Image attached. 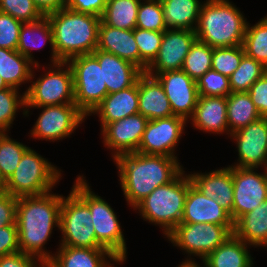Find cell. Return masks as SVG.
I'll return each instance as SVG.
<instances>
[{
  "mask_svg": "<svg viewBox=\"0 0 267 267\" xmlns=\"http://www.w3.org/2000/svg\"><path fill=\"white\" fill-rule=\"evenodd\" d=\"M30 147L11 139L8 133H0V169L7 181L21 161L23 154Z\"/></svg>",
  "mask_w": 267,
  "mask_h": 267,
  "instance_id": "f35d334b",
  "label": "cell"
},
{
  "mask_svg": "<svg viewBox=\"0 0 267 267\" xmlns=\"http://www.w3.org/2000/svg\"><path fill=\"white\" fill-rule=\"evenodd\" d=\"M234 225L213 223H180L166 237L173 246L184 250L190 257L184 261H195L191 255L202 260L233 235ZM193 259V260H191Z\"/></svg>",
  "mask_w": 267,
  "mask_h": 267,
  "instance_id": "30bf717a",
  "label": "cell"
},
{
  "mask_svg": "<svg viewBox=\"0 0 267 267\" xmlns=\"http://www.w3.org/2000/svg\"><path fill=\"white\" fill-rule=\"evenodd\" d=\"M19 251L16 222L12 225L0 226V257Z\"/></svg>",
  "mask_w": 267,
  "mask_h": 267,
  "instance_id": "bcb514c9",
  "label": "cell"
},
{
  "mask_svg": "<svg viewBox=\"0 0 267 267\" xmlns=\"http://www.w3.org/2000/svg\"><path fill=\"white\" fill-rule=\"evenodd\" d=\"M141 0H107L101 21L113 28L133 30Z\"/></svg>",
  "mask_w": 267,
  "mask_h": 267,
  "instance_id": "d6a6232c",
  "label": "cell"
},
{
  "mask_svg": "<svg viewBox=\"0 0 267 267\" xmlns=\"http://www.w3.org/2000/svg\"><path fill=\"white\" fill-rule=\"evenodd\" d=\"M242 46L247 56L267 69V15L253 26L247 23Z\"/></svg>",
  "mask_w": 267,
  "mask_h": 267,
  "instance_id": "836d02e7",
  "label": "cell"
},
{
  "mask_svg": "<svg viewBox=\"0 0 267 267\" xmlns=\"http://www.w3.org/2000/svg\"><path fill=\"white\" fill-rule=\"evenodd\" d=\"M245 54L242 45L214 48L212 55V70L230 77L239 67Z\"/></svg>",
  "mask_w": 267,
  "mask_h": 267,
  "instance_id": "60d3db41",
  "label": "cell"
},
{
  "mask_svg": "<svg viewBox=\"0 0 267 267\" xmlns=\"http://www.w3.org/2000/svg\"><path fill=\"white\" fill-rule=\"evenodd\" d=\"M249 246L233 234L203 259L202 263L206 267H252L254 263L248 251Z\"/></svg>",
  "mask_w": 267,
  "mask_h": 267,
  "instance_id": "f1b7e54d",
  "label": "cell"
},
{
  "mask_svg": "<svg viewBox=\"0 0 267 267\" xmlns=\"http://www.w3.org/2000/svg\"><path fill=\"white\" fill-rule=\"evenodd\" d=\"M181 223L234 225L230 213L215 198L205 196L193 183L188 189Z\"/></svg>",
  "mask_w": 267,
  "mask_h": 267,
  "instance_id": "d6986e66",
  "label": "cell"
},
{
  "mask_svg": "<svg viewBox=\"0 0 267 267\" xmlns=\"http://www.w3.org/2000/svg\"><path fill=\"white\" fill-rule=\"evenodd\" d=\"M147 122L148 119L138 113L108 123L101 130L104 146L111 149L113 160L119 155L137 152Z\"/></svg>",
  "mask_w": 267,
  "mask_h": 267,
  "instance_id": "ac0fdd59",
  "label": "cell"
},
{
  "mask_svg": "<svg viewBox=\"0 0 267 267\" xmlns=\"http://www.w3.org/2000/svg\"><path fill=\"white\" fill-rule=\"evenodd\" d=\"M17 197L0 192V226L12 225L16 220Z\"/></svg>",
  "mask_w": 267,
  "mask_h": 267,
  "instance_id": "681fc988",
  "label": "cell"
},
{
  "mask_svg": "<svg viewBox=\"0 0 267 267\" xmlns=\"http://www.w3.org/2000/svg\"><path fill=\"white\" fill-rule=\"evenodd\" d=\"M192 183L207 197L213 199L226 209L232 218L234 200L233 165L216 169L208 173L188 174Z\"/></svg>",
  "mask_w": 267,
  "mask_h": 267,
  "instance_id": "44dd1931",
  "label": "cell"
},
{
  "mask_svg": "<svg viewBox=\"0 0 267 267\" xmlns=\"http://www.w3.org/2000/svg\"><path fill=\"white\" fill-rule=\"evenodd\" d=\"M261 117H267V72L247 91Z\"/></svg>",
  "mask_w": 267,
  "mask_h": 267,
  "instance_id": "f6af8a7d",
  "label": "cell"
},
{
  "mask_svg": "<svg viewBox=\"0 0 267 267\" xmlns=\"http://www.w3.org/2000/svg\"><path fill=\"white\" fill-rule=\"evenodd\" d=\"M59 246L104 248L96 238L89 206L73 191L62 197Z\"/></svg>",
  "mask_w": 267,
  "mask_h": 267,
  "instance_id": "9c48e42d",
  "label": "cell"
},
{
  "mask_svg": "<svg viewBox=\"0 0 267 267\" xmlns=\"http://www.w3.org/2000/svg\"><path fill=\"white\" fill-rule=\"evenodd\" d=\"M56 56L67 62L70 58L92 54L97 49L101 17L79 13L64 7L48 13Z\"/></svg>",
  "mask_w": 267,
  "mask_h": 267,
  "instance_id": "3957f363",
  "label": "cell"
},
{
  "mask_svg": "<svg viewBox=\"0 0 267 267\" xmlns=\"http://www.w3.org/2000/svg\"><path fill=\"white\" fill-rule=\"evenodd\" d=\"M167 29L194 30L202 3L200 0H160Z\"/></svg>",
  "mask_w": 267,
  "mask_h": 267,
  "instance_id": "4dcf8cb0",
  "label": "cell"
},
{
  "mask_svg": "<svg viewBox=\"0 0 267 267\" xmlns=\"http://www.w3.org/2000/svg\"><path fill=\"white\" fill-rule=\"evenodd\" d=\"M192 181L182 170L170 183L154 189L133 209L138 210L143 220L158 225L168 236L181 223L184 205Z\"/></svg>",
  "mask_w": 267,
  "mask_h": 267,
  "instance_id": "5b68a950",
  "label": "cell"
},
{
  "mask_svg": "<svg viewBox=\"0 0 267 267\" xmlns=\"http://www.w3.org/2000/svg\"><path fill=\"white\" fill-rule=\"evenodd\" d=\"M197 88L200 96L227 97L231 93L229 78L212 69L197 81Z\"/></svg>",
  "mask_w": 267,
  "mask_h": 267,
  "instance_id": "b9f144b4",
  "label": "cell"
},
{
  "mask_svg": "<svg viewBox=\"0 0 267 267\" xmlns=\"http://www.w3.org/2000/svg\"><path fill=\"white\" fill-rule=\"evenodd\" d=\"M57 249L58 251L53 253V257L46 263V267H115L111 264L112 261L122 264L106 248L59 246Z\"/></svg>",
  "mask_w": 267,
  "mask_h": 267,
  "instance_id": "7402d4cb",
  "label": "cell"
},
{
  "mask_svg": "<svg viewBox=\"0 0 267 267\" xmlns=\"http://www.w3.org/2000/svg\"><path fill=\"white\" fill-rule=\"evenodd\" d=\"M0 267H46V263L40 258L19 251L1 256Z\"/></svg>",
  "mask_w": 267,
  "mask_h": 267,
  "instance_id": "7dc6e473",
  "label": "cell"
},
{
  "mask_svg": "<svg viewBox=\"0 0 267 267\" xmlns=\"http://www.w3.org/2000/svg\"><path fill=\"white\" fill-rule=\"evenodd\" d=\"M133 34L139 49V68L145 72L158 54L164 31L135 28Z\"/></svg>",
  "mask_w": 267,
  "mask_h": 267,
  "instance_id": "74e56055",
  "label": "cell"
},
{
  "mask_svg": "<svg viewBox=\"0 0 267 267\" xmlns=\"http://www.w3.org/2000/svg\"><path fill=\"white\" fill-rule=\"evenodd\" d=\"M138 82L133 86L108 94L92 111L99 116L101 130L108 124L139 113Z\"/></svg>",
  "mask_w": 267,
  "mask_h": 267,
  "instance_id": "d4e9b609",
  "label": "cell"
},
{
  "mask_svg": "<svg viewBox=\"0 0 267 267\" xmlns=\"http://www.w3.org/2000/svg\"><path fill=\"white\" fill-rule=\"evenodd\" d=\"M214 48L196 39L187 54L182 70L193 80L198 81L207 71L212 69Z\"/></svg>",
  "mask_w": 267,
  "mask_h": 267,
  "instance_id": "e575fe53",
  "label": "cell"
},
{
  "mask_svg": "<svg viewBox=\"0 0 267 267\" xmlns=\"http://www.w3.org/2000/svg\"><path fill=\"white\" fill-rule=\"evenodd\" d=\"M233 234L250 247H267V200L234 223Z\"/></svg>",
  "mask_w": 267,
  "mask_h": 267,
  "instance_id": "83f0119b",
  "label": "cell"
},
{
  "mask_svg": "<svg viewBox=\"0 0 267 267\" xmlns=\"http://www.w3.org/2000/svg\"><path fill=\"white\" fill-rule=\"evenodd\" d=\"M193 126L207 133L229 135L227 119V97L200 96L193 116Z\"/></svg>",
  "mask_w": 267,
  "mask_h": 267,
  "instance_id": "cb8c5ba5",
  "label": "cell"
},
{
  "mask_svg": "<svg viewBox=\"0 0 267 267\" xmlns=\"http://www.w3.org/2000/svg\"><path fill=\"white\" fill-rule=\"evenodd\" d=\"M33 2L43 15L58 11L67 5V0H33Z\"/></svg>",
  "mask_w": 267,
  "mask_h": 267,
  "instance_id": "f907efd6",
  "label": "cell"
},
{
  "mask_svg": "<svg viewBox=\"0 0 267 267\" xmlns=\"http://www.w3.org/2000/svg\"><path fill=\"white\" fill-rule=\"evenodd\" d=\"M107 0H67L66 7L72 11L101 17Z\"/></svg>",
  "mask_w": 267,
  "mask_h": 267,
  "instance_id": "c3c4849f",
  "label": "cell"
},
{
  "mask_svg": "<svg viewBox=\"0 0 267 267\" xmlns=\"http://www.w3.org/2000/svg\"><path fill=\"white\" fill-rule=\"evenodd\" d=\"M97 49L114 54L139 67V49L133 30L113 28L101 21L98 28Z\"/></svg>",
  "mask_w": 267,
  "mask_h": 267,
  "instance_id": "484cf974",
  "label": "cell"
},
{
  "mask_svg": "<svg viewBox=\"0 0 267 267\" xmlns=\"http://www.w3.org/2000/svg\"><path fill=\"white\" fill-rule=\"evenodd\" d=\"M261 118L247 92H231L227 96L229 135Z\"/></svg>",
  "mask_w": 267,
  "mask_h": 267,
  "instance_id": "1f68e13d",
  "label": "cell"
},
{
  "mask_svg": "<svg viewBox=\"0 0 267 267\" xmlns=\"http://www.w3.org/2000/svg\"><path fill=\"white\" fill-rule=\"evenodd\" d=\"M47 68L49 69L47 73L37 78L36 81H32L35 76V71H32L30 81L32 84L25 91L24 116H29L28 110L32 107L75 103L73 73L70 65L61 61Z\"/></svg>",
  "mask_w": 267,
  "mask_h": 267,
  "instance_id": "ba28073f",
  "label": "cell"
},
{
  "mask_svg": "<svg viewBox=\"0 0 267 267\" xmlns=\"http://www.w3.org/2000/svg\"><path fill=\"white\" fill-rule=\"evenodd\" d=\"M62 197L50 191L43 195L17 198L15 222L20 252L40 258L45 263L53 257L44 245L51 237L53 228L59 229Z\"/></svg>",
  "mask_w": 267,
  "mask_h": 267,
  "instance_id": "6da1fadb",
  "label": "cell"
},
{
  "mask_svg": "<svg viewBox=\"0 0 267 267\" xmlns=\"http://www.w3.org/2000/svg\"><path fill=\"white\" fill-rule=\"evenodd\" d=\"M230 136L236 142L239 156L234 167L266 169L267 117H261Z\"/></svg>",
  "mask_w": 267,
  "mask_h": 267,
  "instance_id": "9a60e30c",
  "label": "cell"
},
{
  "mask_svg": "<svg viewBox=\"0 0 267 267\" xmlns=\"http://www.w3.org/2000/svg\"><path fill=\"white\" fill-rule=\"evenodd\" d=\"M61 177L59 168L30 147L6 181L5 192L17 198L43 195L52 191Z\"/></svg>",
  "mask_w": 267,
  "mask_h": 267,
  "instance_id": "52a82bcc",
  "label": "cell"
},
{
  "mask_svg": "<svg viewBox=\"0 0 267 267\" xmlns=\"http://www.w3.org/2000/svg\"><path fill=\"white\" fill-rule=\"evenodd\" d=\"M138 82L139 113L148 120L173 116V111L159 80L143 72Z\"/></svg>",
  "mask_w": 267,
  "mask_h": 267,
  "instance_id": "603a6c76",
  "label": "cell"
},
{
  "mask_svg": "<svg viewBox=\"0 0 267 267\" xmlns=\"http://www.w3.org/2000/svg\"><path fill=\"white\" fill-rule=\"evenodd\" d=\"M33 108L42 109L30 131L33 139L54 142L69 137L87 118L75 103Z\"/></svg>",
  "mask_w": 267,
  "mask_h": 267,
  "instance_id": "7c38bea8",
  "label": "cell"
},
{
  "mask_svg": "<svg viewBox=\"0 0 267 267\" xmlns=\"http://www.w3.org/2000/svg\"><path fill=\"white\" fill-rule=\"evenodd\" d=\"M266 72L260 62L244 54L239 67L229 77L231 92H247Z\"/></svg>",
  "mask_w": 267,
  "mask_h": 267,
  "instance_id": "d590c367",
  "label": "cell"
},
{
  "mask_svg": "<svg viewBox=\"0 0 267 267\" xmlns=\"http://www.w3.org/2000/svg\"><path fill=\"white\" fill-rule=\"evenodd\" d=\"M9 88L5 82L3 81L2 77L0 76V90Z\"/></svg>",
  "mask_w": 267,
  "mask_h": 267,
  "instance_id": "db71d44e",
  "label": "cell"
},
{
  "mask_svg": "<svg viewBox=\"0 0 267 267\" xmlns=\"http://www.w3.org/2000/svg\"><path fill=\"white\" fill-rule=\"evenodd\" d=\"M23 22L0 12V48L17 50Z\"/></svg>",
  "mask_w": 267,
  "mask_h": 267,
  "instance_id": "ee69618b",
  "label": "cell"
},
{
  "mask_svg": "<svg viewBox=\"0 0 267 267\" xmlns=\"http://www.w3.org/2000/svg\"><path fill=\"white\" fill-rule=\"evenodd\" d=\"M196 39L194 30H165L158 54L145 72L147 74H161L182 69L184 60Z\"/></svg>",
  "mask_w": 267,
  "mask_h": 267,
  "instance_id": "2e32d148",
  "label": "cell"
},
{
  "mask_svg": "<svg viewBox=\"0 0 267 267\" xmlns=\"http://www.w3.org/2000/svg\"><path fill=\"white\" fill-rule=\"evenodd\" d=\"M45 42L50 44L51 47V63L61 62L54 49L53 32L46 15L34 22L23 23L20 29L19 42L17 51L27 57L35 65L39 64L34 60L32 50H39L45 45Z\"/></svg>",
  "mask_w": 267,
  "mask_h": 267,
  "instance_id": "4316f807",
  "label": "cell"
},
{
  "mask_svg": "<svg viewBox=\"0 0 267 267\" xmlns=\"http://www.w3.org/2000/svg\"><path fill=\"white\" fill-rule=\"evenodd\" d=\"M149 75L156 77L162 84L170 101L173 115L189 121L188 119L194 114L199 97L197 81L189 77L182 69Z\"/></svg>",
  "mask_w": 267,
  "mask_h": 267,
  "instance_id": "e0dca14e",
  "label": "cell"
},
{
  "mask_svg": "<svg viewBox=\"0 0 267 267\" xmlns=\"http://www.w3.org/2000/svg\"><path fill=\"white\" fill-rule=\"evenodd\" d=\"M71 189L89 206L97 241L121 263L126 261V241L117 215L110 204L91 191L83 175L77 177Z\"/></svg>",
  "mask_w": 267,
  "mask_h": 267,
  "instance_id": "8992f818",
  "label": "cell"
},
{
  "mask_svg": "<svg viewBox=\"0 0 267 267\" xmlns=\"http://www.w3.org/2000/svg\"><path fill=\"white\" fill-rule=\"evenodd\" d=\"M5 186H6V180L4 179L1 169H0V192L5 191Z\"/></svg>",
  "mask_w": 267,
  "mask_h": 267,
  "instance_id": "816d5d0a",
  "label": "cell"
},
{
  "mask_svg": "<svg viewBox=\"0 0 267 267\" xmlns=\"http://www.w3.org/2000/svg\"><path fill=\"white\" fill-rule=\"evenodd\" d=\"M0 12L11 15L23 23L34 22L44 16L33 0H0Z\"/></svg>",
  "mask_w": 267,
  "mask_h": 267,
  "instance_id": "7bdbcfd3",
  "label": "cell"
},
{
  "mask_svg": "<svg viewBox=\"0 0 267 267\" xmlns=\"http://www.w3.org/2000/svg\"><path fill=\"white\" fill-rule=\"evenodd\" d=\"M187 120L180 116L148 120L138 153L177 158L175 147L185 131Z\"/></svg>",
  "mask_w": 267,
  "mask_h": 267,
  "instance_id": "4fadbf2b",
  "label": "cell"
},
{
  "mask_svg": "<svg viewBox=\"0 0 267 267\" xmlns=\"http://www.w3.org/2000/svg\"><path fill=\"white\" fill-rule=\"evenodd\" d=\"M67 63L73 73L74 102L89 116L107 95V86L103 85V67L93 54L72 57Z\"/></svg>",
  "mask_w": 267,
  "mask_h": 267,
  "instance_id": "8fae6325",
  "label": "cell"
},
{
  "mask_svg": "<svg viewBox=\"0 0 267 267\" xmlns=\"http://www.w3.org/2000/svg\"><path fill=\"white\" fill-rule=\"evenodd\" d=\"M256 170L257 168L233 166L232 220L234 223L242 215L251 212L267 200V171L264 169L261 174L257 173Z\"/></svg>",
  "mask_w": 267,
  "mask_h": 267,
  "instance_id": "5bb4252c",
  "label": "cell"
},
{
  "mask_svg": "<svg viewBox=\"0 0 267 267\" xmlns=\"http://www.w3.org/2000/svg\"><path fill=\"white\" fill-rule=\"evenodd\" d=\"M103 67V85L107 95L133 86L143 71L130 61L96 49L92 53Z\"/></svg>",
  "mask_w": 267,
  "mask_h": 267,
  "instance_id": "ffe728a7",
  "label": "cell"
},
{
  "mask_svg": "<svg viewBox=\"0 0 267 267\" xmlns=\"http://www.w3.org/2000/svg\"><path fill=\"white\" fill-rule=\"evenodd\" d=\"M17 50L0 48V76L8 87L20 89V85L31 81L33 68H39Z\"/></svg>",
  "mask_w": 267,
  "mask_h": 267,
  "instance_id": "f546056e",
  "label": "cell"
},
{
  "mask_svg": "<svg viewBox=\"0 0 267 267\" xmlns=\"http://www.w3.org/2000/svg\"><path fill=\"white\" fill-rule=\"evenodd\" d=\"M178 158L138 152L117 156L114 162L124 198L134 208L157 187L170 183L182 170Z\"/></svg>",
  "mask_w": 267,
  "mask_h": 267,
  "instance_id": "7a4b0ae2",
  "label": "cell"
},
{
  "mask_svg": "<svg viewBox=\"0 0 267 267\" xmlns=\"http://www.w3.org/2000/svg\"><path fill=\"white\" fill-rule=\"evenodd\" d=\"M178 267H195V261H182V263L179 264Z\"/></svg>",
  "mask_w": 267,
  "mask_h": 267,
  "instance_id": "f5cc1de1",
  "label": "cell"
},
{
  "mask_svg": "<svg viewBox=\"0 0 267 267\" xmlns=\"http://www.w3.org/2000/svg\"><path fill=\"white\" fill-rule=\"evenodd\" d=\"M136 28L149 31L167 30L160 0H142L137 13Z\"/></svg>",
  "mask_w": 267,
  "mask_h": 267,
  "instance_id": "ab89813d",
  "label": "cell"
},
{
  "mask_svg": "<svg viewBox=\"0 0 267 267\" xmlns=\"http://www.w3.org/2000/svg\"><path fill=\"white\" fill-rule=\"evenodd\" d=\"M244 17L229 0H206L195 29L197 39L212 48L242 45L248 23Z\"/></svg>",
  "mask_w": 267,
  "mask_h": 267,
  "instance_id": "277c9868",
  "label": "cell"
},
{
  "mask_svg": "<svg viewBox=\"0 0 267 267\" xmlns=\"http://www.w3.org/2000/svg\"><path fill=\"white\" fill-rule=\"evenodd\" d=\"M195 267H206L204 264L203 266H200L199 264H197V262L195 263Z\"/></svg>",
  "mask_w": 267,
  "mask_h": 267,
  "instance_id": "11a10c76",
  "label": "cell"
},
{
  "mask_svg": "<svg viewBox=\"0 0 267 267\" xmlns=\"http://www.w3.org/2000/svg\"><path fill=\"white\" fill-rule=\"evenodd\" d=\"M20 108L25 115V92L21 95L18 89L11 87L0 90V133H7L10 130L16 118V112Z\"/></svg>",
  "mask_w": 267,
  "mask_h": 267,
  "instance_id": "8d00e7d4",
  "label": "cell"
}]
</instances>
